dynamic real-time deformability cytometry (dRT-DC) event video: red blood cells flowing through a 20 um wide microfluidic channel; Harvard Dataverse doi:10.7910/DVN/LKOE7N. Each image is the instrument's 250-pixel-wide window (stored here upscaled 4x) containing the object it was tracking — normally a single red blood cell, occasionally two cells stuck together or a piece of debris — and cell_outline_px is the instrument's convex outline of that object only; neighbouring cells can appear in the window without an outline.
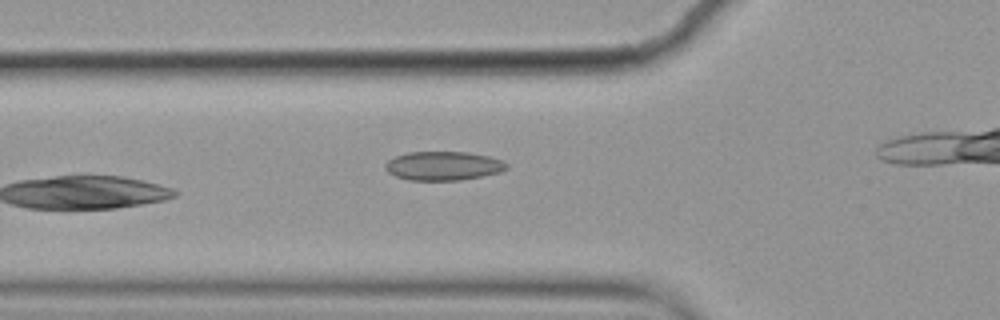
{"species": "common noctule bat (a hibernating species)", "species_latin": "Nyctalus noctula", "temperature_condition": "cold", "stored_images_in_passage": 6, "camera_frame_rate_fps": 3000, "um_per_image_px": 0.085, "animal": {"sex": "female", "body_mass_g": 19.9}, "frame": {"image": 1, "passage_image": 6, "time_ms": 1.667, "image_size_px": [1000, 320], "cell_outline_px": [[508, 168], [500, 172], [460, 180], [408, 180], [396, 176], [388, 172], [384, 168], [384, 164], [388, 160], [396, 156], [408, 152], [468, 152], [488, 156], [500, 160], [508, 164]], "centroid_in_image_um": [37.65, 14.09], "position_along_channel_um": 88.1, "area_um2": 20.35}}